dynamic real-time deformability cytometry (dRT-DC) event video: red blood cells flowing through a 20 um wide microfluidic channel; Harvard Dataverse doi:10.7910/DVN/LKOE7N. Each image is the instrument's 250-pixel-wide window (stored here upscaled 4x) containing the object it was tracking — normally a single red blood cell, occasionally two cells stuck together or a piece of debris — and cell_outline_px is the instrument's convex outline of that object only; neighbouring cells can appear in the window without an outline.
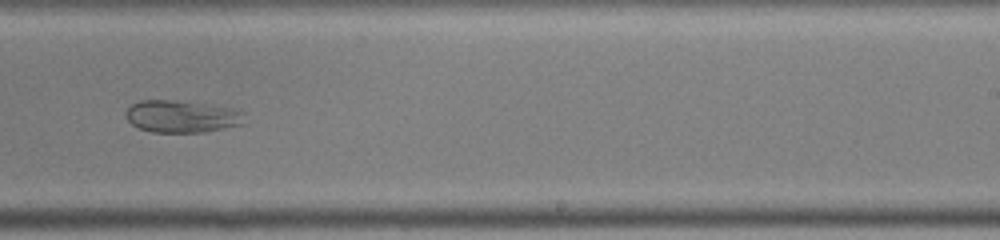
{"species": "common noctule bat (a hibernating species)", "species_latin": "Nyctalus noctula", "temperature_condition": "warm", "stored_images_in_passage": 31, "camera_frame_rate_fps": 3000, "um_per_image_px": 0.085, "animal": {"sex": "male", "body_mass_g": 19.0, "forearm_length_mm": 50.8}, "frame": {"image": 1, "passage_image": 18, "time_ms": 5.667, "image_size_px": [1000, 240], "cell_outline_px": [[244, 124], [204, 132], [152, 132], [140, 128], [132, 124], [124, 116], [124, 112], [132, 104], [140, 100], [172, 100], [232, 108], [240, 112]], "centroid_in_image_um": [15.38, 9.9], "position_along_channel_um": 273.6, "area_um2": 21.96}}